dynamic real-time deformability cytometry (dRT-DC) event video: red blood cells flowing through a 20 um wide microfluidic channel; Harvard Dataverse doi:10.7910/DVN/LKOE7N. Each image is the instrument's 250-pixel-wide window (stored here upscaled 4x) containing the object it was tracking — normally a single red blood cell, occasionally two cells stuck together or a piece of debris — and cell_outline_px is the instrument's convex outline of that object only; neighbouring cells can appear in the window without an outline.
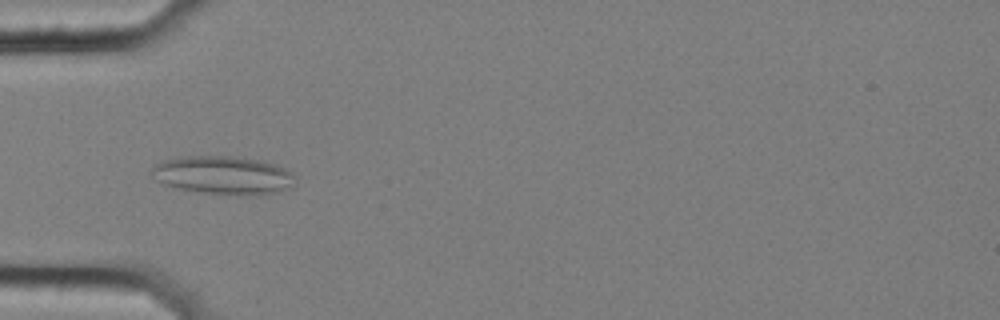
{"species": "common noctule bat (a hibernating species)", "species_latin": "Nyctalus noctula", "temperature_condition": "cold", "stored_images_in_passage": 56, "camera_frame_rate_fps": 3000, "um_per_image_px": 0.085, "animal": {"sex": "female", "body_mass_g": 25.1}, "frame": {"image": 1, "passage_image": 18, "time_ms": 5.667, "image_size_px": [1000, 320], "cell_outline_px": [[296, 184], [292, 188], [280, 192], [260, 196], [248, 196], [196, 192], [164, 184], [156, 180], [148, 172], [160, 160], [188, 156], [228, 156], [256, 160], [272, 164], [284, 168], [292, 172], [296, 176]], "centroid_in_image_um": [19.01, 14.92], "position_along_channel_um": 66.0, "area_um2": 32.54}}
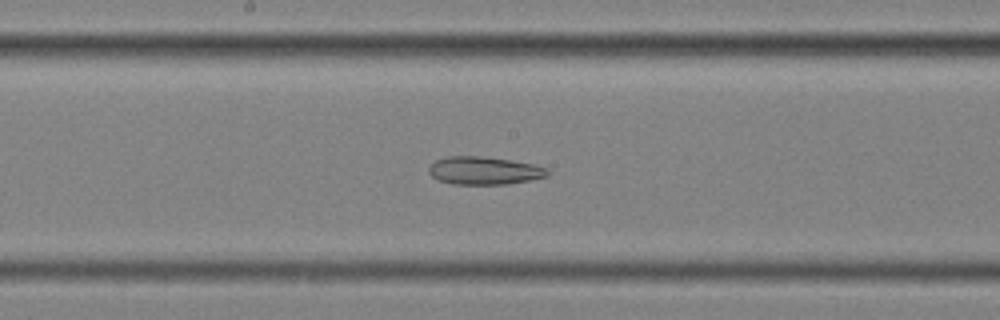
{"frame": {"image": 2, "passage_image": 30, "time_ms": 9.667, "image_size_px": [1000, 320], "cell_outline_px": [[548, 176], [532, 180], [504, 184], [452, 184], [440, 180], [432, 176], [428, 172], [428, 168], [436, 160], [448, 156], [480, 156], [508, 160], [532, 164], [548, 168]], "centroid_in_image_um": [41.15, 14.5], "position_along_channel_um": 207.0, "area_um2": 19.13}}
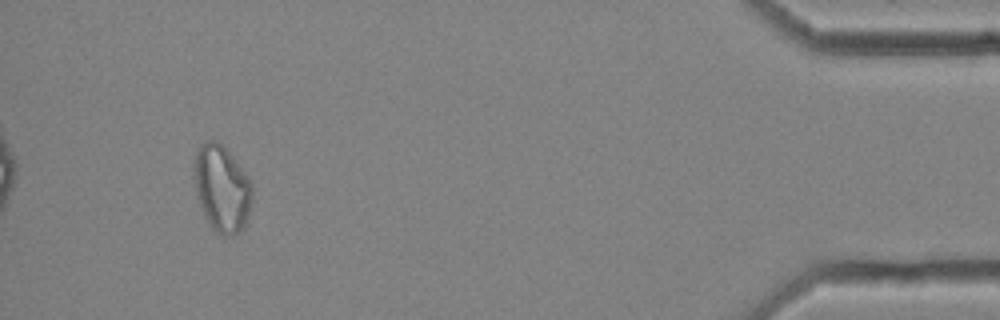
{"frame": {"image": 3, "passage_image": 53, "time_ms": 17.333, "image_size_px": [1000, 320], "cell_outline_px": [[252, 200], [248, 216], [240, 232], [232, 236], [224, 236], [216, 232], [212, 228], [204, 216], [200, 208], [196, 196], [192, 172], [192, 160], [200, 144], [208, 140], [216, 140], [232, 156], [248, 176], [252, 184]], "centroid_in_image_um": [18.81, 16.02], "position_along_channel_um": 416.4, "area_um2": 29.82}, "authors_computed_cell_mechanics": {"area_um2": 26.2412, "velocity_mm_per_s": 3.5624, "shape_relaxation_time_tau1_ms": null, "shape_relaxation_time_tau2_ms": 8.2321, "deformation_change_tau1": null, "deformation_change_tau2": 0.1743}}